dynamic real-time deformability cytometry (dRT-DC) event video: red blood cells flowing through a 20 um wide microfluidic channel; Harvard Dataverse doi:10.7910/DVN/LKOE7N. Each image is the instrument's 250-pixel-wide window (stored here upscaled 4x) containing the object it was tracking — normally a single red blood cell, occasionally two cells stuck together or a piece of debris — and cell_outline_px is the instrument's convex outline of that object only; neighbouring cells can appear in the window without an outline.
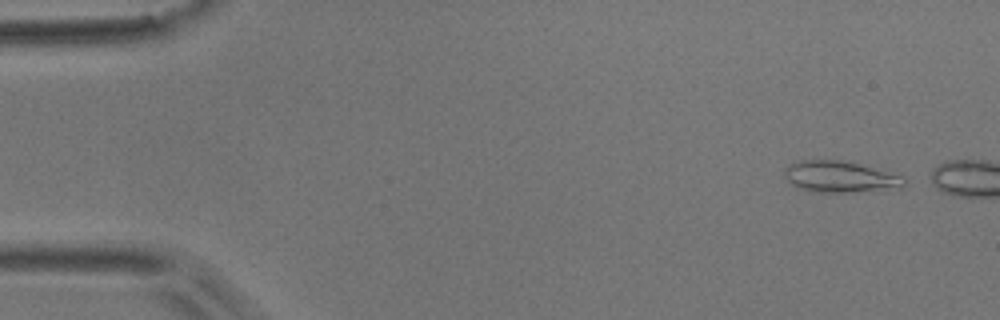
{"species": "common noctule bat (a hibernating species)", "species_latin": "Nyctalus noctula", "temperature_condition": "room temperature", "stored_images_in_passage": 4, "camera_frame_rate_fps": 3000, "um_per_image_px": 0.085, "animal": {"sex": "male", "body_mass_g": 17.9}, "frame": {"image": 1, "passage_image": 1, "time_ms": 0.0, "image_size_px": [1000, 320], "cell_outline_px": [[904, 184], [900, 188], [844, 192], [812, 192], [796, 188], [784, 176], [784, 168], [800, 160], [840, 160], [856, 164], [900, 176], [904, 180]], "centroid_in_image_um": [71.3, 15.04], "position_along_channel_um": 13.7, "area_um2": 21.27}}